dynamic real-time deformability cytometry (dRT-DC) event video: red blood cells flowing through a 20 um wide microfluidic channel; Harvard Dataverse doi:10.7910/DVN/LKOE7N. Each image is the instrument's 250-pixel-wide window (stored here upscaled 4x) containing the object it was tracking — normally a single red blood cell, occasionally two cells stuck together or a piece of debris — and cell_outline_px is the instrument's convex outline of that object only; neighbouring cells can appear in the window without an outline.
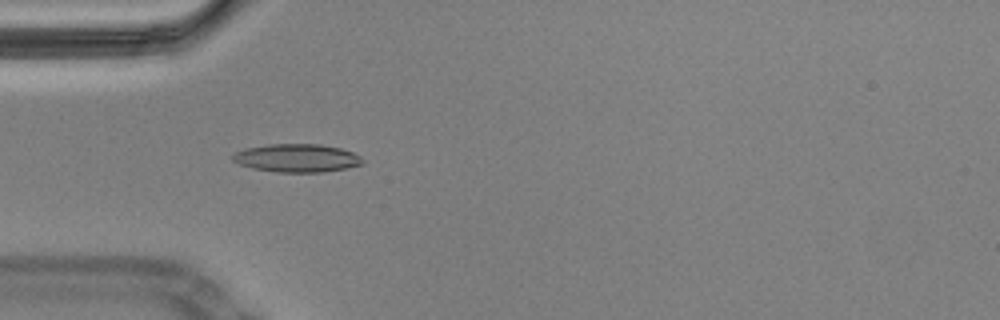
{"species": "Egyptian fruit bat (a non-hibernating species)", "species_latin": "Rousettus aegyptiacus", "temperature_condition": "cold", "stored_images_in_passage": 58, "camera_frame_rate_fps": 3000, "um_per_image_px": 0.085, "animal": {"sex": "male"}, "frame": {"image": 1, "passage_image": 17, "time_ms": 5.333, "image_size_px": [1000, 320], "cell_outline_px": [[364, 164], [324, 172], [276, 172], [252, 168], [240, 164], [232, 160], [232, 156], [236, 152], [244, 148], [268, 144], [320, 144], [340, 148], [352, 152], [360, 156], [364, 160]], "centroid_in_image_um": [25.23, 13.43], "position_along_channel_um": 59.8, "area_um2": 21.33}, "authors_computed_cell_mechanics": {"area_um2": 20.3745, "velocity_mm_per_s": 3.459, "shape_relaxation_time_tau1_ms": null, "shape_relaxation_time_tau2_ms": 1.9458, "deformation_change_tau1": null, "deformation_change_tau2": 0.0906}}